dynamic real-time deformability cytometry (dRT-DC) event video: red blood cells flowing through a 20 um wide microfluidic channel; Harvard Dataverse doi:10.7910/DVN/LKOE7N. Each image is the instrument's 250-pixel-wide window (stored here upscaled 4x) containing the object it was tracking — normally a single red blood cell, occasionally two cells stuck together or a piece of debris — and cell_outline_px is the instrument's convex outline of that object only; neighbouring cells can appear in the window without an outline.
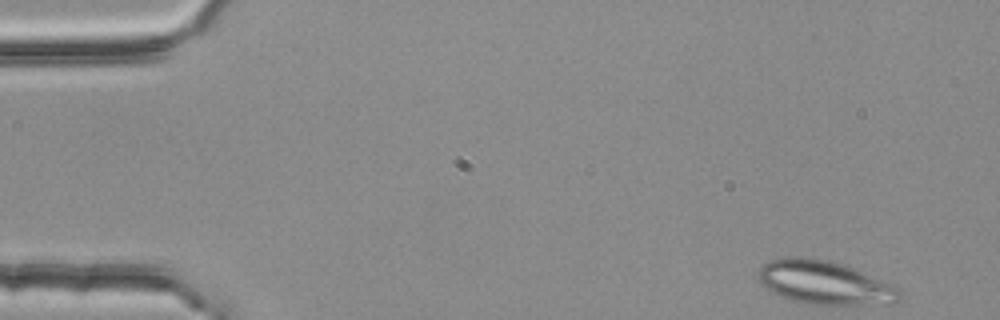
{"species": "common noctule bat (a hibernating species)", "species_latin": "Nyctalus noctula", "temperature_condition": "room temperature", "stored_images_in_passage": 49, "camera_frame_rate_fps": 3000, "um_per_image_px": 0.085, "animal": {"sex": "female", "body_mass_g": 25.1}, "frame": {"image": 1, "passage_image": 1, "time_ms": 0.0, "image_size_px": [1000, 320], "cell_outline_px": [[904, 292], [900, 300], [888, 304], [804, 304], [780, 296], [772, 292], [760, 284], [756, 272], [768, 260], [784, 256], [800, 256], [828, 260], [844, 264], [900, 288]], "centroid_in_image_um": [70.06, 24.01], "position_along_channel_um": 14.9, "area_um2": 36.24}}
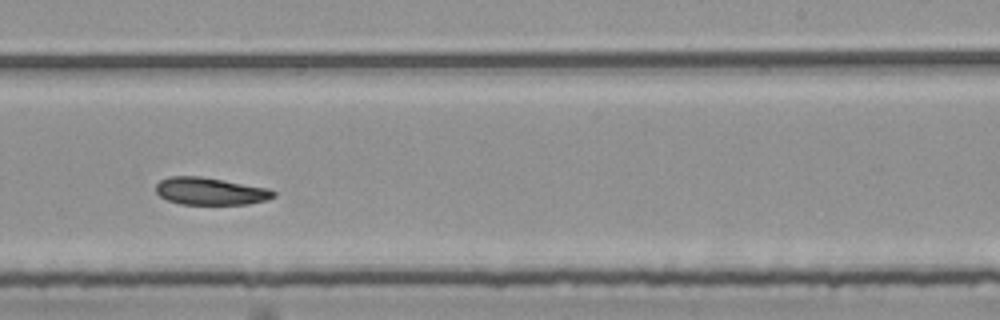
{"frame": {"image": 2, "passage_image": 31, "time_ms": 10.0, "image_size_px": [1000, 320], "cell_outline_px": [[276, 196], [268, 200], [248, 204], [180, 204], [168, 200], [160, 196], [156, 192], [156, 184], [160, 180], [168, 176], [200, 176], [268, 188], [276, 192]], "centroid_in_image_um": [17.88, 16.25], "position_along_channel_um": 271.1, "area_um2": 18.79}}
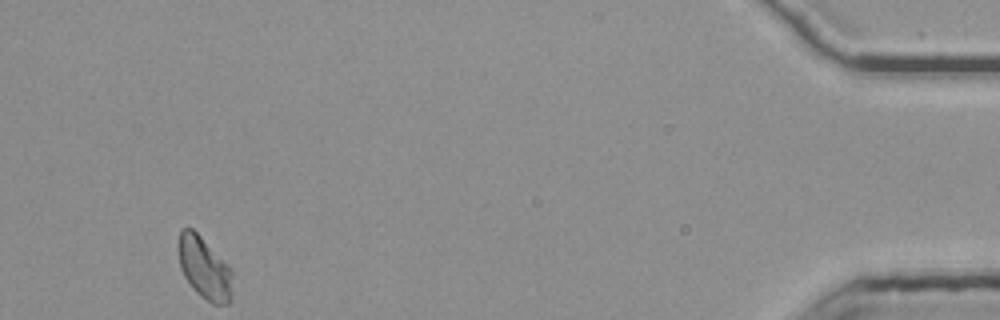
{"frame": {"image": 3, "passage_image": 49, "time_ms": 16.0, "image_size_px": [1000, 320], "cell_outline_px": [[232, 300], [228, 304], [212, 304], [200, 296], [192, 288], [184, 276], [180, 268], [180, 228], [192, 228], [200, 236], [232, 272]], "centroid_in_image_um": [17.38, 22.86], "position_along_channel_um": 417.8, "area_um2": 19.02}}